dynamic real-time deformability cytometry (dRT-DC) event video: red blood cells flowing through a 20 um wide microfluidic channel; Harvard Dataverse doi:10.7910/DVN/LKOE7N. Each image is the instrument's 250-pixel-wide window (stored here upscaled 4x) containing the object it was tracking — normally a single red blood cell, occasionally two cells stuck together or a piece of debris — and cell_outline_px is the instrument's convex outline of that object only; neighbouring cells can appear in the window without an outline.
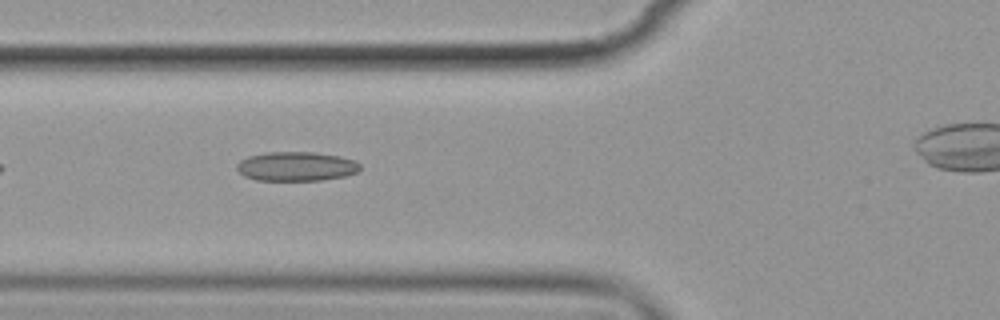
{"species": "common noctule bat (a hibernating species)", "species_latin": "Nyctalus noctula", "temperature_condition": "cold", "stored_images_in_passage": 10, "camera_frame_rate_fps": 3000, "um_per_image_px": 0.085, "animal": {"sex": "female", "body_mass_g": 19.9}, "frame": {"image": 1, "passage_image": 2, "time_ms": 1.0, "image_size_px": [1000, 320], "cell_outline_px": [[360, 168], [356, 172], [344, 176], [320, 180], [256, 180], [244, 176], [236, 168], [236, 164], [240, 160], [248, 156], [264, 152], [312, 152], [340, 156], [356, 160], [360, 164]], "centroid_in_image_um": [25.16, 14.13], "position_along_channel_um": 100.6, "area_um2": 21.04}}
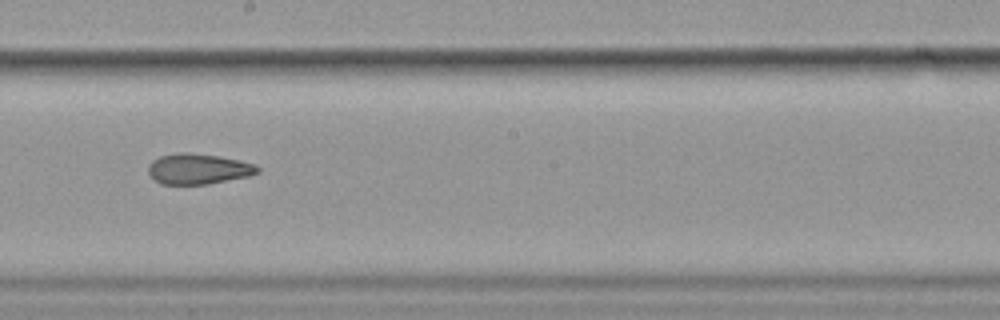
{"frame": {"image": 2, "passage_image": 5, "time_ms": 4.667, "image_size_px": [1000, 320], "cell_outline_px": [[260, 172], [248, 176], [208, 184], [160, 184], [148, 172], [148, 164], [152, 160], [160, 156], [180, 152], [188, 152], [220, 156], [240, 160], [256, 164], [260, 168]], "centroid_in_image_um": [16.87, 14.35], "position_along_channel_um": 231.3, "area_um2": 19.54}}
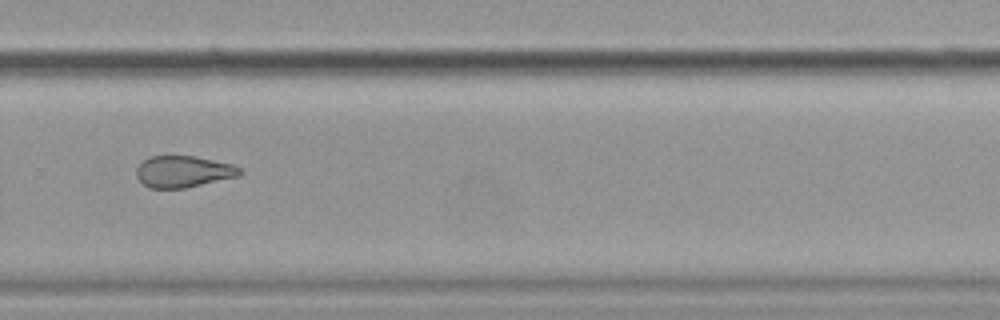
{"frame": {"image": 3, "passage_image": 7, "time_ms": 7.0, "image_size_px": [1000, 320], "cell_outline_px": [[244, 172], [240, 176], [184, 188], [148, 188], [136, 176], [136, 168], [148, 156], [196, 156], [232, 164], [240, 168]], "centroid_in_image_um": [15.6, 14.58], "position_along_channel_um": 314.2, "area_um2": 19.07}}